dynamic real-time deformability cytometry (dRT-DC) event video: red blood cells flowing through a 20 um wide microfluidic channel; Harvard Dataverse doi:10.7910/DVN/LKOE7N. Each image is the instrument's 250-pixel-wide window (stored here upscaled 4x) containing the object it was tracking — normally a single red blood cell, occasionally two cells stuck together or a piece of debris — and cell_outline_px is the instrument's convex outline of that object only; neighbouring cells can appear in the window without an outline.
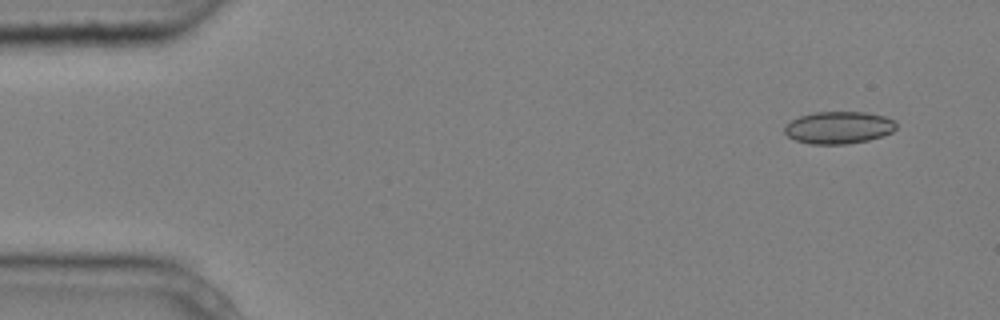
{"species": "common noctule bat (a hibernating species)", "species_latin": "Nyctalus noctula", "temperature_condition": "cold", "stored_images_in_passage": 3, "camera_frame_rate_fps": 3000, "um_per_image_px": 0.085, "animal": {"sex": "male", "body_mass_g": 20.4}, "frame": {"image": 1, "passage_image": 1, "time_ms": 0.0, "image_size_px": [1000, 320], "cell_outline_px": [[896, 128], [892, 132], [884, 136], [868, 140], [848, 144], [812, 144], [796, 140], [788, 136], [784, 132], [784, 128], [792, 120], [800, 116], [812, 112], [868, 112], [884, 116], [892, 120], [896, 124]], "centroid_in_image_um": [71.3, 10.84], "position_along_channel_um": 13.7, "area_um2": 20.98}}